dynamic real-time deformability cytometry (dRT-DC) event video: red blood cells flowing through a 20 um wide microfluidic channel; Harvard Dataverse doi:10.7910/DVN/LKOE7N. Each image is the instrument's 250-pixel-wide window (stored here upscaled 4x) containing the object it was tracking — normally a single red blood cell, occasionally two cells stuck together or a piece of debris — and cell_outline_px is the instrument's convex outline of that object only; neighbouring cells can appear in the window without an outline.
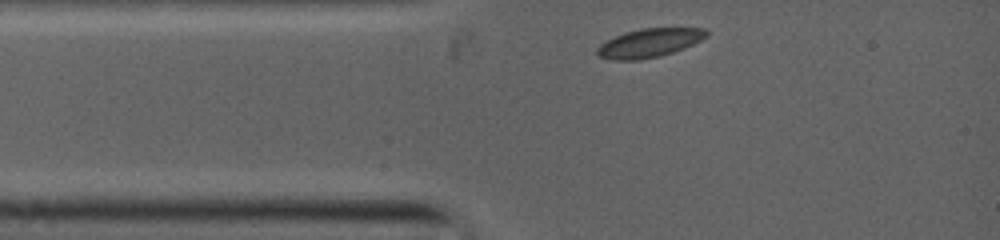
{"species": "common noctule bat (a hibernating species)", "species_latin": "Nyctalus noctula", "temperature_condition": "warm", "stored_images_in_passage": 4, "camera_frame_rate_fps": 5000, "um_per_image_px": 0.085, "animal": {"sex": "female", "body_mass_g": 19.0, "forearm_length_mm": 53.3}, "frame": {"image": 1, "passage_image": 1, "time_ms": 0.0, "image_size_px": [1000, 240], "cell_outline_px": [[708, 32], [700, 40], [692, 44], [672, 52], [656, 56], [636, 60], [616, 60], [600, 56], [596, 52], [596, 48], [600, 44], [624, 32], [640, 28], [704, 28]], "centroid_in_image_um": [55.15, 3.63], "position_along_channel_um": 29.9, "area_um2": 17.8}}
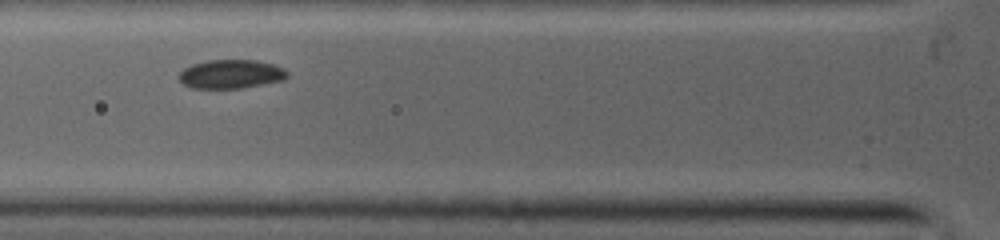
{"frame": {"image": 2, "passage_image": 3, "time_ms": 2.0, "image_size_px": [1000, 240], "cell_outline_px": [[288, 76], [280, 80], [240, 88], [192, 88], [184, 84], [180, 80], [180, 72], [184, 68], [192, 64], [208, 60], [256, 60], [272, 64], [288, 72]], "centroid_in_image_um": [19.58, 6.29], "position_along_channel_um": 106.2, "area_um2": 17.8}}
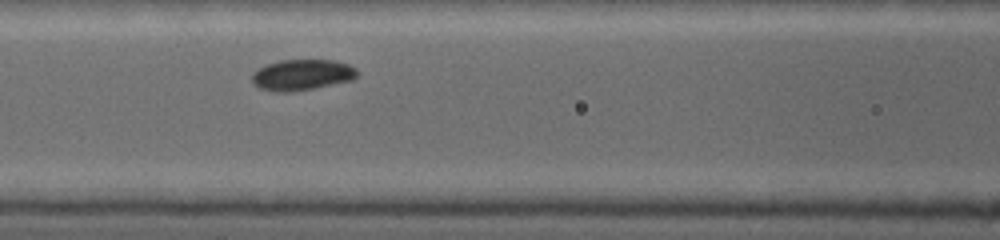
{"frame": {"image": 3, "passage_image": 4, "time_ms": 2.8, "image_size_px": [1000, 240], "cell_outline_px": [[356, 76], [352, 80], [312, 88], [284, 92], [260, 88], [252, 80], [252, 76], [260, 68], [268, 64], [280, 60], [336, 60], [348, 64], [356, 68]], "centroid_in_image_um": [25.71, 6.34], "position_along_channel_um": 140.9, "area_um2": 18.38}}